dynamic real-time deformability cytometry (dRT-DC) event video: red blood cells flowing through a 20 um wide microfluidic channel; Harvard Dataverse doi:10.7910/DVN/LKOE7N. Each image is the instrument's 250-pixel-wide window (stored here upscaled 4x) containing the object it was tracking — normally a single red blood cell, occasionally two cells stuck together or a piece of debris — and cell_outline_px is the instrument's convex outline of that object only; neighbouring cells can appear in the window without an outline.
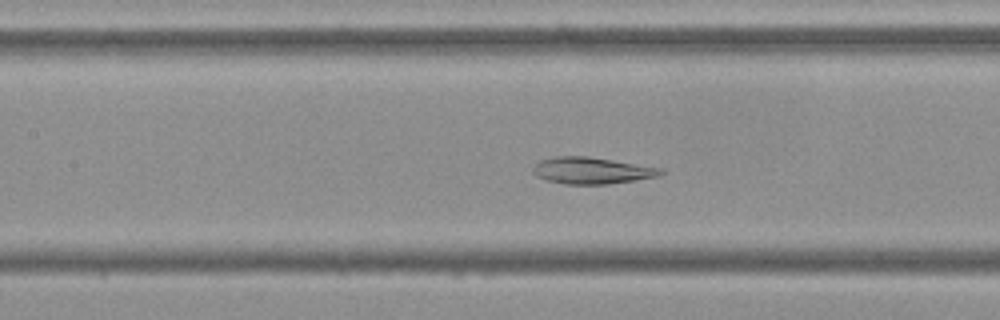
{"species": "Egyptian fruit bat (a non-hibernating species)", "species_latin": "Rousettus aegyptiacus", "temperature_condition": "cold", "stored_images_in_passage": 54, "camera_frame_rate_fps": 3000, "um_per_image_px": 0.085, "frame": {"image": 1, "passage_image": 24, "time_ms": 7.667, "image_size_px": [1000, 320], "cell_outline_px": [[668, 172], [660, 176], [636, 180], [608, 184], [564, 184], [548, 180], [536, 176], [532, 172], [532, 168], [540, 160], [556, 156], [588, 156], [664, 168]], "centroid_in_image_um": [50.36, 14.49], "position_along_channel_um": 157.0, "area_um2": 20.06}}
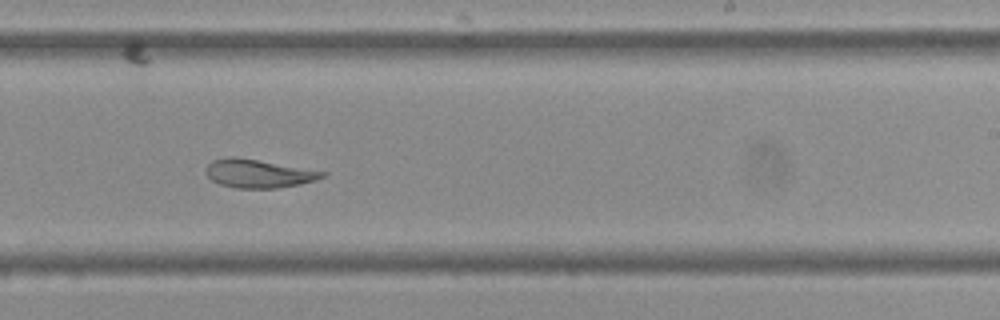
{"frame": {"image": 2, "passage_image": 33, "time_ms": 10.667, "image_size_px": [1000, 320], "cell_outline_px": [[328, 172], [324, 176], [316, 180], [300, 184], [276, 188], [236, 188], [220, 184], [212, 180], [208, 176], [204, 168], [212, 160], [228, 156], [236, 156]], "centroid_in_image_um": [21.94, 14.74], "position_along_channel_um": 267.1, "area_um2": 19.31}}
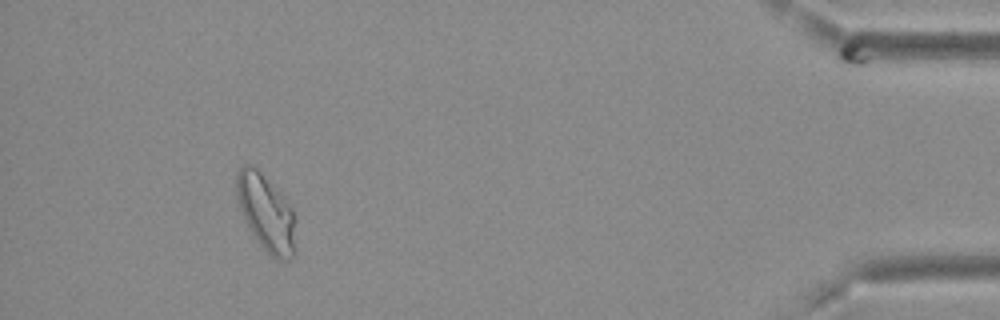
{"frame": {"image": 3, "passage_image": 50, "time_ms": 16.333, "image_size_px": [1000, 320], "cell_outline_px": [[296, 220], [292, 260], [276, 260], [260, 244], [244, 220], [236, 196], [236, 172], [244, 164], [252, 164], [260, 172], [292, 208], [296, 216]], "centroid_in_image_um": [22.61, 18.09], "position_along_channel_um": 412.6, "area_um2": 26.01}, "authors_computed_cell_mechanics": {"area_um2": 23.5535, "velocity_mm_per_s": 3.6781, "shape_relaxation_time_tau1_ms": null, "shape_relaxation_time_tau2_ms": 2.1198, "deformation_change_tau1": null, "deformation_change_tau2": 0.0634}}